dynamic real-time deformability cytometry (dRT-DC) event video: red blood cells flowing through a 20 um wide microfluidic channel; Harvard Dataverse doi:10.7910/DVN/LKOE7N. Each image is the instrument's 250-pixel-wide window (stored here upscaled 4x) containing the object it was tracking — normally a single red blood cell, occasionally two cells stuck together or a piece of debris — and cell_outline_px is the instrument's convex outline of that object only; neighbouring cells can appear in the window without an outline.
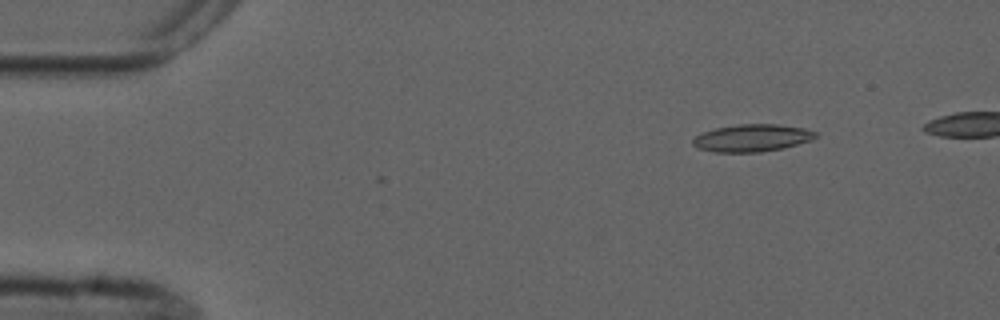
{"species": "common noctule bat (a hibernating species)", "species_latin": "Nyctalus noctula", "temperature_condition": "cold", "stored_images_in_passage": 5, "camera_frame_rate_fps": 3000, "um_per_image_px": 0.085, "animal": {"sex": "male", "forearm_length_mm": 52.5}, "frame": {"image": 1, "passage_image": 2, "time_ms": 1.333, "image_size_px": [1000, 320], "cell_outline_px": [[816, 136], [812, 140], [784, 148], [760, 152], [716, 152], [700, 148], [692, 144], [692, 140], [696, 136], [704, 132], [716, 128], [740, 124], [776, 124], [804, 128], [816, 132]], "centroid_in_image_um": [63.95, 11.73], "position_along_channel_um": 21.1, "area_um2": 19.36}}